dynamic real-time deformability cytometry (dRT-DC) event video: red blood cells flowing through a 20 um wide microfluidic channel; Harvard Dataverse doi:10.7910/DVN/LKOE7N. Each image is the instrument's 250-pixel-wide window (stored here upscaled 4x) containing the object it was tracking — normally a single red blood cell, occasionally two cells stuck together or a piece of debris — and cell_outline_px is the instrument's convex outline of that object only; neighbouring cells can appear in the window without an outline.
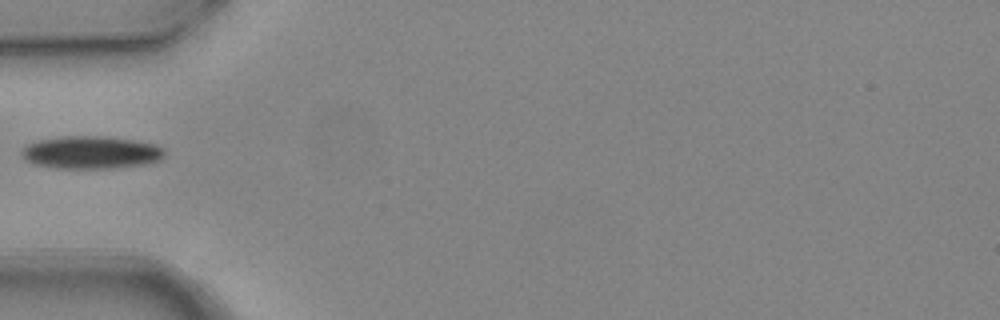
{"species": "common noctule bat (a hibernating species)", "species_latin": "Nyctalus noctula", "temperature_condition": "warm", "stored_images_in_passage": 5, "camera_frame_rate_fps": 3000, "um_per_image_px": 0.085, "animal": {"sex": "female", "body_mass_g": 24.6, "forearm_length_mm": 56.2}, "frame": {"image": 1, "passage_image": 5, "time_ms": 1.333, "image_size_px": [1000, 320], "cell_outline_px": [[164, 156], [160, 160], [148, 164], [112, 168], [56, 168], [36, 164], [24, 160], [20, 152], [28, 144], [40, 140], [64, 136], [104, 136], [132, 140], [156, 144], [164, 148]], "centroid_in_image_um": [7.76, 12.96], "position_along_channel_um": 77.2, "area_um2": 27.22}}